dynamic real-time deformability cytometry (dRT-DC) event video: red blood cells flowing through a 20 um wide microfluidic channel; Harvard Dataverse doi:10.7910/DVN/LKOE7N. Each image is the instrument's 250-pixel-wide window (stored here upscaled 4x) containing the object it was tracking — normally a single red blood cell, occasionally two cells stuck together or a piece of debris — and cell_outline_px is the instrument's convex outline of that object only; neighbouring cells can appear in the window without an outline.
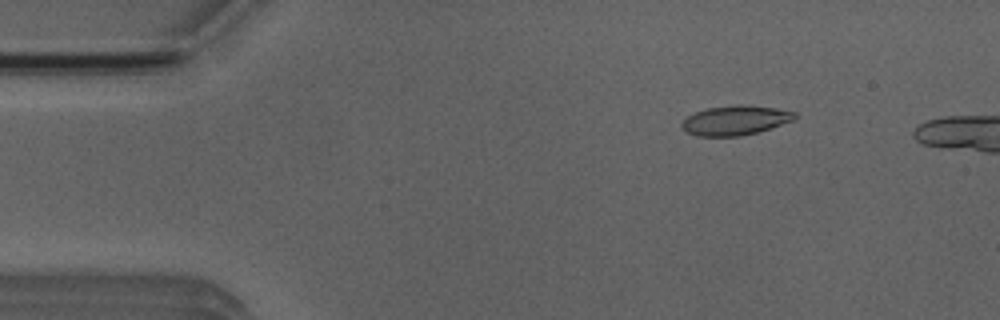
{"species": "Egyptian fruit bat (a non-hibernating species)", "species_latin": "Rousettus aegyptiacus", "temperature_condition": "room temperature", "stored_images_in_passage": 5, "camera_frame_rate_fps": 3000, "um_per_image_px": 0.085, "animal": {"sex": "male"}, "frame": {"image": 1, "passage_image": 2, "time_ms": 1.333, "image_size_px": [1000, 320], "cell_outline_px": [[796, 116], [792, 120], [756, 132], [740, 136], [696, 136], [680, 128], [680, 124], [688, 116], [696, 112], [708, 108], [740, 104], [776, 108], [796, 112]], "centroid_in_image_um": [62.46, 10.22], "position_along_channel_um": 22.5, "area_um2": 19.13}}